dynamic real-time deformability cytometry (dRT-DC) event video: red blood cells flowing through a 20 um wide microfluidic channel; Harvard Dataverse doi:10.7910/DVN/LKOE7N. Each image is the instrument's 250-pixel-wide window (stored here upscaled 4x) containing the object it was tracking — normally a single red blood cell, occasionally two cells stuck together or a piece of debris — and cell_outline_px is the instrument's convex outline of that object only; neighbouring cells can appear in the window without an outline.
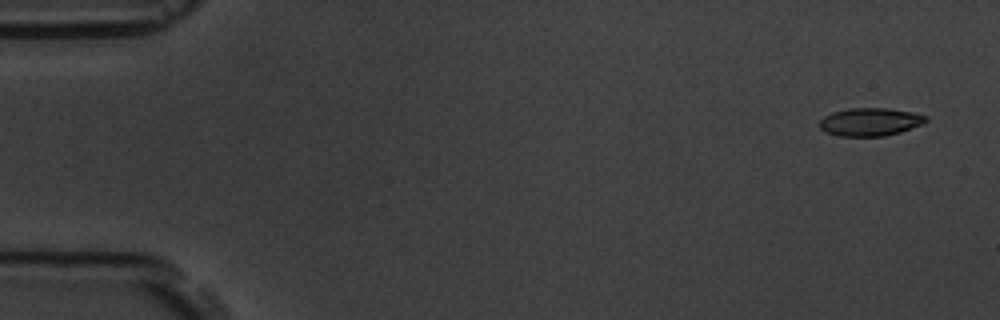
{"species": "common noctule bat (a hibernating species)", "species_latin": "Nyctalus noctula", "temperature_condition": "room temperature", "stored_images_in_passage": 4, "camera_frame_rate_fps": 3000, "um_per_image_px": 0.085, "animal": {"sex": "male", "body_mass_g": 19.5, "forearm_length_mm": 54.6}, "frame": {"image": 1, "passage_image": 1, "time_ms": 0.0, "image_size_px": [1000, 320], "cell_outline_px": [[928, 120], [924, 124], [900, 132], [884, 136], [840, 136], [828, 132], [820, 128], [816, 124], [824, 116], [832, 112], [848, 108], [888, 108], [912, 112], [928, 116]], "centroid_in_image_um": [73.97, 10.35], "position_along_channel_um": 11.0, "area_um2": 17.51}}
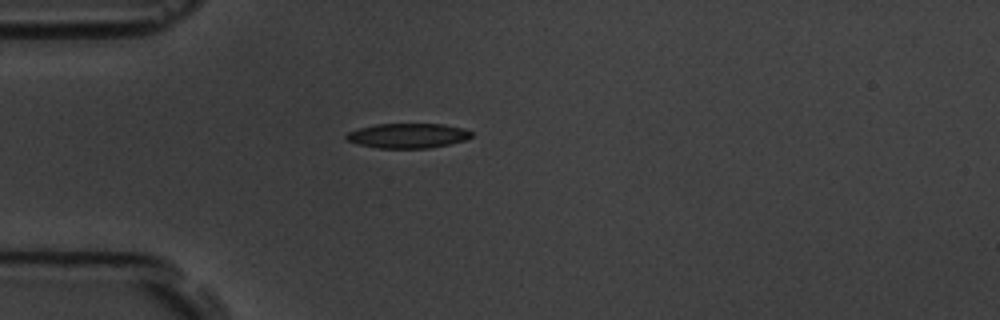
{"frame": {"image": 2, "passage_image": 4, "time_ms": 4.333, "image_size_px": [1000, 320], "cell_outline_px": [[472, 136], [464, 140], [448, 144], [428, 148], [376, 148], [360, 144], [348, 140], [344, 136], [348, 132], [360, 128], [376, 124], [444, 124], [464, 128], [472, 132]], "centroid_in_image_um": [34.67, 11.53], "position_along_channel_um": 50.3, "area_um2": 17.92}}